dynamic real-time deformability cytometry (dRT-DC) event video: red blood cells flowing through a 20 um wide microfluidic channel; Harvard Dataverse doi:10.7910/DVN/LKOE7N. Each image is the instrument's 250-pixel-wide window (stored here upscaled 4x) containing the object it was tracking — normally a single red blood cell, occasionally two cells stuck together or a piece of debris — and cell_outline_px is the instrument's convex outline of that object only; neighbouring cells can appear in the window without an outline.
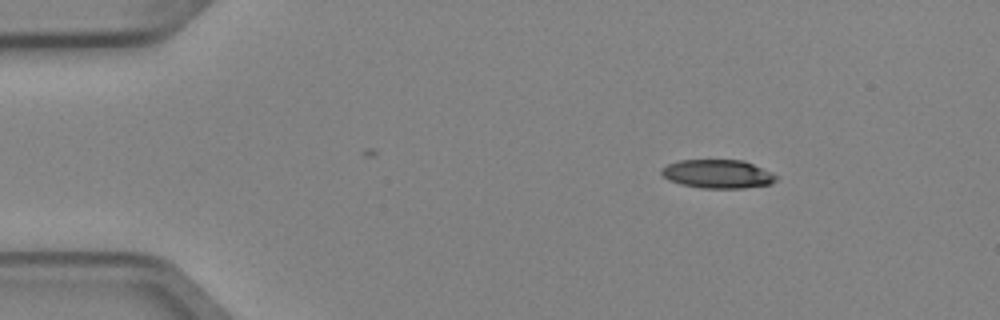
{"species": "Egyptian fruit bat (a non-hibernating species)", "species_latin": "Rousettus aegyptiacus", "temperature_condition": "cold", "stored_images_in_passage": 3, "camera_frame_rate_fps": 3000, "um_per_image_px": 0.085, "animal": {"sex": "female"}, "frame": {"image": 1, "passage_image": 1, "time_ms": 0.0, "image_size_px": [1000, 320], "cell_outline_px": [[780, 176], [772, 184], [744, 188], [700, 188], [680, 184], [668, 180], [660, 172], [660, 168], [668, 164], [680, 160], [744, 160], [772, 172]], "centroid_in_image_um": [61.03, 14.79], "position_along_channel_um": 24.0, "area_um2": 19.36}}